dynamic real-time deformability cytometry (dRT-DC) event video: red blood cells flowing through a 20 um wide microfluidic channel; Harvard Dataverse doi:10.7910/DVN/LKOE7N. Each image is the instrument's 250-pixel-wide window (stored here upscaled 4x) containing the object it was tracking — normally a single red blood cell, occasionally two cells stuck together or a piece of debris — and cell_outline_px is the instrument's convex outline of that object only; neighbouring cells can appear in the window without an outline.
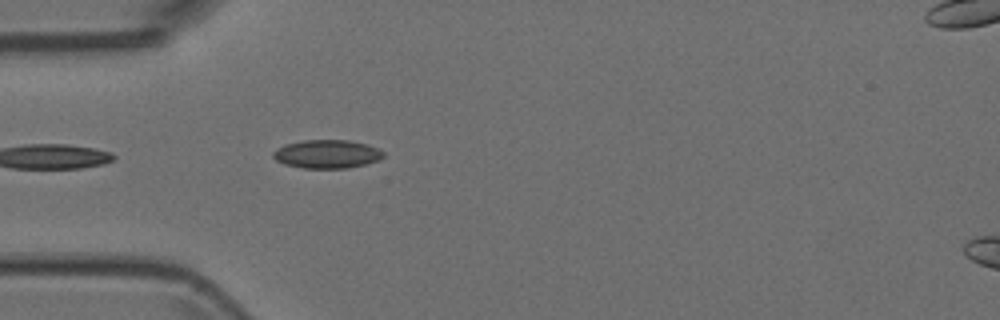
{"species": "Egyptian fruit bat (a non-hibernating species)", "species_latin": "Rousettus aegyptiacus", "temperature_condition": "room temperature", "stored_images_in_passage": 5, "segment_of_instrument_passage": [2, 2], "camera_frame_rate_fps": 3000, "um_per_image_px": 0.085, "animal": {"sex": "female"}, "frame": {"image": 1, "passage_image": 5, "time_ms": 1.333, "image_size_px": [1000, 320], "cell_outline_px": [[384, 156], [380, 160], [348, 168], [304, 168], [284, 164], [276, 160], [272, 156], [272, 152], [276, 148], [284, 144], [304, 140], [348, 140], [368, 144], [380, 148], [384, 152]], "centroid_in_image_um": [27.8, 13.08], "position_along_channel_um": 57.2, "area_um2": 18.5}}